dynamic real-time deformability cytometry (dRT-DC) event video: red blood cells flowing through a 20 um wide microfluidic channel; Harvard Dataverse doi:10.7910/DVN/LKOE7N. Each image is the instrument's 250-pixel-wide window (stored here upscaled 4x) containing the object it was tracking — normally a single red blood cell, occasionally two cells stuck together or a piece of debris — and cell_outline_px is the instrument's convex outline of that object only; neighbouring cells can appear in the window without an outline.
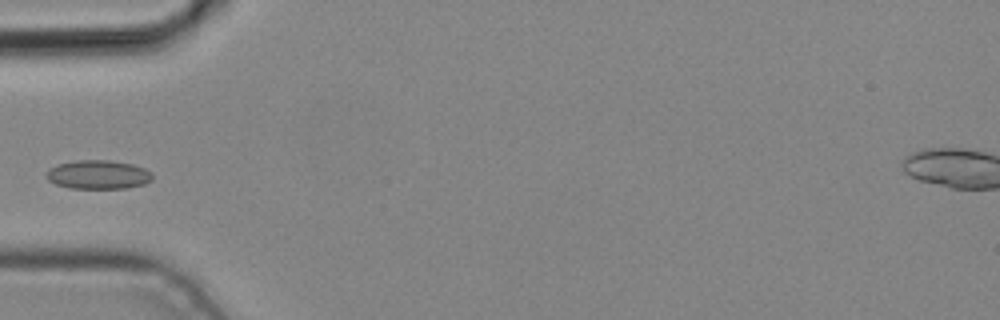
{"species": "common noctule bat (a hibernating species)", "species_latin": "Nyctalus noctula", "temperature_condition": "cold", "stored_images_in_passage": 4, "camera_frame_rate_fps": 3000, "um_per_image_px": 0.085, "animal": {"sex": "male", "body_mass_g": 19.2, "forearm_length_mm": 51.8}, "frame": {"image": 1, "passage_image": 3, "time_ms": 0.667, "image_size_px": [1000, 320], "cell_outline_px": [[152, 180], [144, 184], [128, 188], [72, 188], [56, 184], [48, 180], [44, 176], [48, 168], [56, 164], [76, 160], [108, 160], [132, 164], [144, 168], [152, 172]], "centroid_in_image_um": [8.32, 14.83], "position_along_channel_um": 76.7, "area_um2": 17.98}}
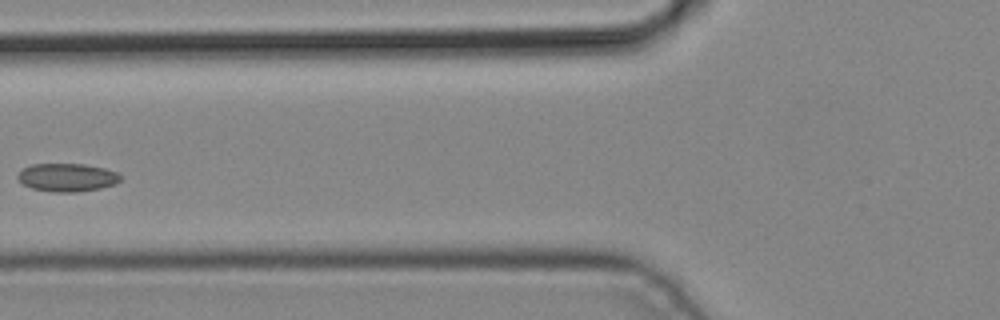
{"frame": {"image": 2, "passage_image": 4, "time_ms": 1.0, "image_size_px": [1000, 320], "cell_outline_px": [[120, 180], [116, 184], [100, 188], [76, 192], [52, 192], [32, 188], [24, 184], [16, 176], [24, 168], [32, 164], [84, 164], [104, 168], [116, 172], [120, 176]], "centroid_in_image_um": [5.71, 15.08], "position_along_channel_um": 120.1, "area_um2": 16.7}}